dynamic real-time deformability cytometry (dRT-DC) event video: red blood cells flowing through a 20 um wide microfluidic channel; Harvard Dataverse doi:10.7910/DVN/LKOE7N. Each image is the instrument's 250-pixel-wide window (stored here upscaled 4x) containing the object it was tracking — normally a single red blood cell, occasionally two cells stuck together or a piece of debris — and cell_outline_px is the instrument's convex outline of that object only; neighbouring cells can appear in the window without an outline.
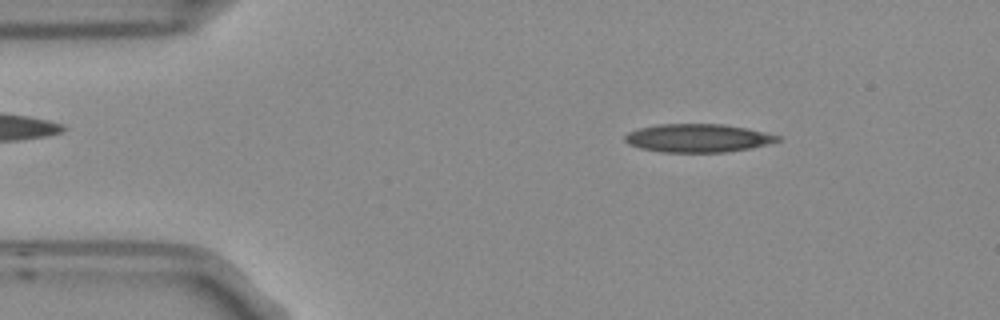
{"species": "Egyptian fruit bat (a non-hibernating species)", "species_latin": "Rousettus aegyptiacus", "temperature_condition": "room temperature", "stored_images_in_passage": 6, "camera_frame_rate_fps": 3000, "um_per_image_px": 0.085, "frame": {"image": 1, "passage_image": 6, "time_ms": 1.667, "image_size_px": [1000, 320], "cell_outline_px": [[780, 140], [748, 148], [724, 152], [664, 152], [640, 148], [628, 144], [624, 140], [624, 136], [628, 132], [636, 128], [656, 124], [724, 124], [764, 132], [780, 136]], "centroid_in_image_um": [59.23, 11.73], "position_along_channel_um": 25.8, "area_um2": 24.97}}